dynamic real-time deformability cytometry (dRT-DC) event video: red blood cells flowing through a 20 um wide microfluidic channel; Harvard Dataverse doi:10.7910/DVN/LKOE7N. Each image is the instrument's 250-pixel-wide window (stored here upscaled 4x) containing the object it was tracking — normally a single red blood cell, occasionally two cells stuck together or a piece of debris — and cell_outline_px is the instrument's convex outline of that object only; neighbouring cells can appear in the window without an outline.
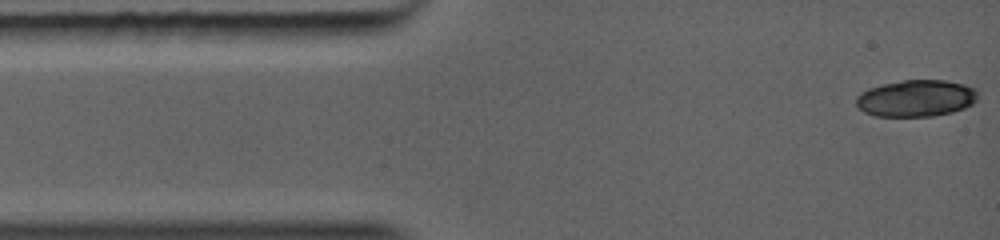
{"species": "common noctule bat (a hibernating species)", "species_latin": "Nyctalus noctula", "temperature_condition": "warm", "stored_images_in_passage": 10, "camera_frame_rate_fps": 5000, "um_per_image_px": 0.085, "animal": {"sex": "female", "body_mass_g": 19.0, "forearm_length_mm": 56.7}, "frame": {"image": 1, "passage_image": 1, "time_ms": 0.0, "image_size_px": [1000, 240], "cell_outline_px": [[980, 92], [976, 100], [972, 104], [964, 108], [952, 112], [932, 116], [876, 116], [864, 112], [856, 104], [856, 96], [868, 88], [884, 84], [904, 80], [944, 80], [964, 84], [976, 88]], "centroid_in_image_um": [77.9, 8.35], "position_along_channel_um": 7.1, "area_um2": 26.13}}
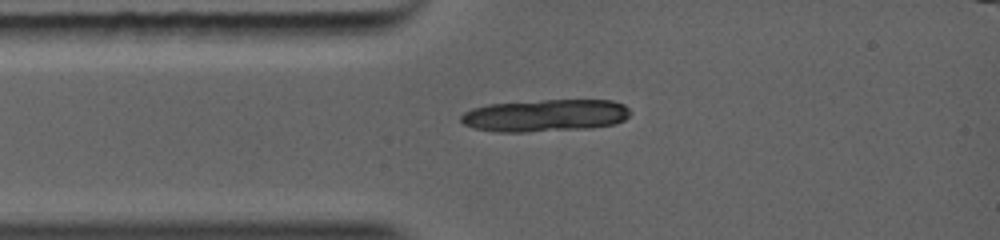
{"frame": {"image": 2, "passage_image": 10, "time_ms": 2.0, "image_size_px": [1000, 240], "cell_outline_px": [[628, 116], [624, 120], [616, 124], [592, 128], [528, 132], [496, 132], [472, 128], [464, 124], [460, 120], [460, 116], [464, 112], [472, 108], [488, 104], [544, 100], [612, 100], [624, 104], [628, 108]], "centroid_in_image_um": [46.32, 9.82], "position_along_channel_um": 38.7, "area_um2": 32.08}}